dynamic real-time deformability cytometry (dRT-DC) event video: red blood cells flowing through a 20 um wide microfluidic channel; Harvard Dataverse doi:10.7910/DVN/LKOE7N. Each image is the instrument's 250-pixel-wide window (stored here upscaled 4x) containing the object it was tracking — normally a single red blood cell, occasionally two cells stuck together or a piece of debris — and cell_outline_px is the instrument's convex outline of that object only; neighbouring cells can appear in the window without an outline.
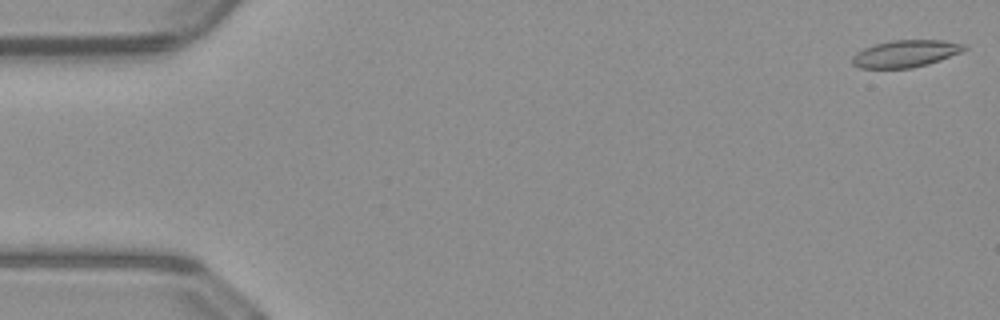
{"species": "common noctule bat (a hibernating species)", "species_latin": "Nyctalus noctula", "temperature_condition": "warm", "stored_images_in_passage": 51, "camera_frame_rate_fps": 3000, "um_per_image_px": 0.085, "animal": {"sex": "male", "body_mass_g": 23.1, "forearm_length_mm": 52.7}, "frame": {"image": 1, "passage_image": 1, "time_ms": 0.0, "image_size_px": [1000, 320], "cell_outline_px": [[968, 48], [960, 52], [940, 60], [928, 64], [912, 68], [860, 68], [852, 64], [852, 56], [856, 52], [864, 48], [876, 44], [892, 40], [944, 40], [968, 44]], "centroid_in_image_um": [76.99, 4.55], "position_along_channel_um": 8.0, "area_um2": 17.74}}
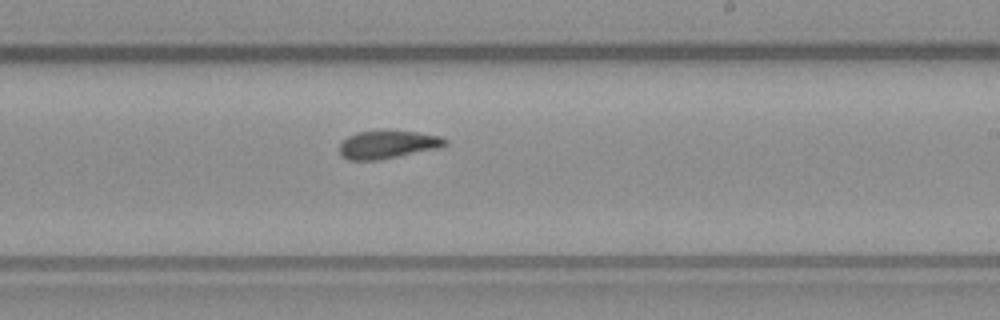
{"frame": {"image": 2, "passage_image": 30, "time_ms": 9.667, "image_size_px": [1000, 320], "cell_outline_px": [[448, 144], [440, 148], [380, 160], [348, 160], [340, 156], [340, 140], [356, 132], [416, 132], [440, 136], [448, 140]], "centroid_in_image_um": [32.94, 12.31], "position_along_channel_um": 256.1, "area_um2": 17.17}}
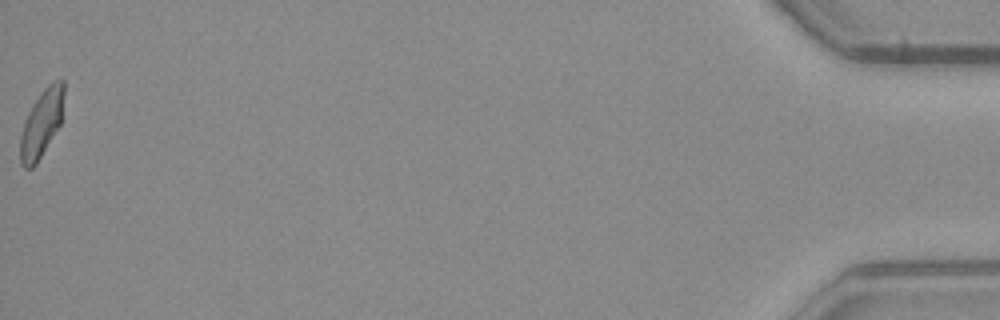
{"frame": {"image": 3, "passage_image": 51, "time_ms": 16.667, "image_size_px": [1000, 320], "cell_outline_px": [[64, 92], [60, 124], [36, 164], [32, 168], [24, 168], [20, 164], [20, 136], [28, 112], [32, 104], [40, 92], [52, 80], [64, 80]], "centroid_in_image_um": [3.52, 10.47], "position_along_channel_um": 431.7, "area_um2": 17.05}, "authors_computed_cell_mechanics": {"area_um2": 17.6868, "velocity_mm_per_s": 4.0665, "shape_relaxation_time_tau1_ms": null, "shape_relaxation_time_tau2_ms": 2.0335, "deformation_change_tau1": null, "deformation_change_tau2": 0.0738}}